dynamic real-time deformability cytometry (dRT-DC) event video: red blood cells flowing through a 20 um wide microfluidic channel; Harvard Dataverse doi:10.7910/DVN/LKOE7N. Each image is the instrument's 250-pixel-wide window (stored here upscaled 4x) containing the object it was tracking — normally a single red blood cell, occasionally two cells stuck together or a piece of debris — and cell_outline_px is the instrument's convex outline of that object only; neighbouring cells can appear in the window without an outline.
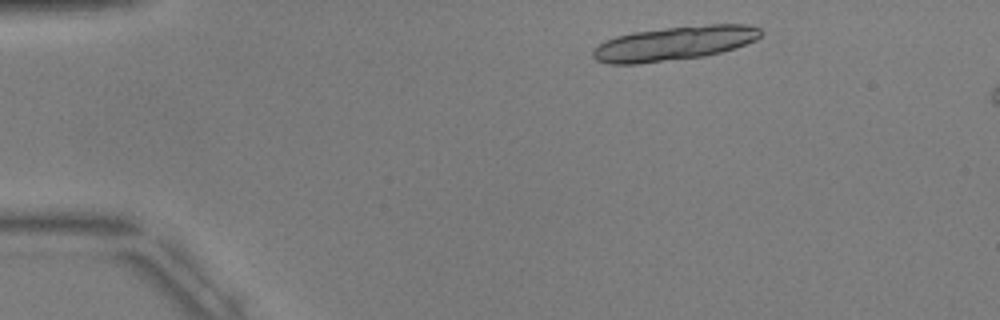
{"species": "common noctule bat (a hibernating species)", "species_latin": "Nyctalus noctula", "temperature_condition": "warm", "stored_images_in_passage": 4, "camera_frame_rate_fps": 3000, "um_per_image_px": 0.085, "animal": {"sex": "male", "body_mass_g": 17.9, "forearm_length_mm": 54.2}, "frame": {"image": 1, "passage_image": 2, "time_ms": 1.0, "image_size_px": [1000, 320], "cell_outline_px": [[764, 32], [756, 40], [736, 48], [704, 56], [636, 64], [608, 64], [596, 60], [592, 56], [592, 52], [604, 40], [616, 36], [632, 32], [668, 28], [708, 24], [748, 24], [760, 28]], "centroid_in_image_um": [57.34, 3.68], "position_along_channel_um": 27.7, "area_um2": 33.35}}